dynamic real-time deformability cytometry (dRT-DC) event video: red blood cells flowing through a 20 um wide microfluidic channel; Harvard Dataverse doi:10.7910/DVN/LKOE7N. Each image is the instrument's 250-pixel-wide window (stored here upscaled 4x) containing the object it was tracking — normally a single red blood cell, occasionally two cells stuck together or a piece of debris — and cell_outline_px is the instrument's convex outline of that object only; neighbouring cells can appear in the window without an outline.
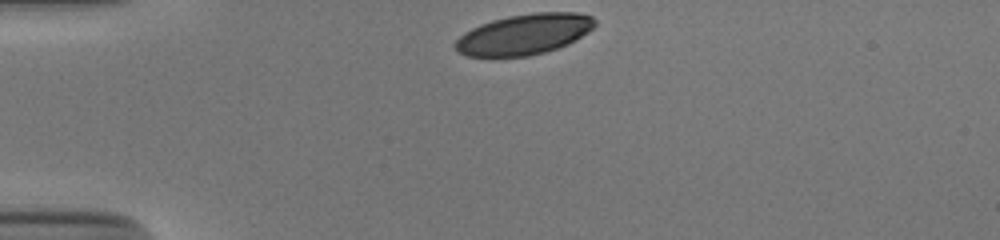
{"species": "human", "species_latin": "Homo sapiens", "temperature_condition": "cold", "stored_images_in_passage": 32, "camera_frame_rate_fps": 3000, "um_per_image_px": 0.085, "donor": {"sex": "male"}, "frame": {"image": 1, "passage_image": 1, "time_ms": 0.0, "image_size_px": [1000, 240], "cell_outline_px": [[596, 24], [588, 32], [576, 40], [568, 44], [544, 52], [528, 56], [492, 60], [464, 56], [452, 44], [464, 32], [480, 24], [492, 20], [508, 16], [532, 12], [576, 12], [592, 16], [596, 20]], "centroid_in_image_um": [44.49, 2.95], "position_along_channel_um": 40.5, "area_um2": 33.99}}
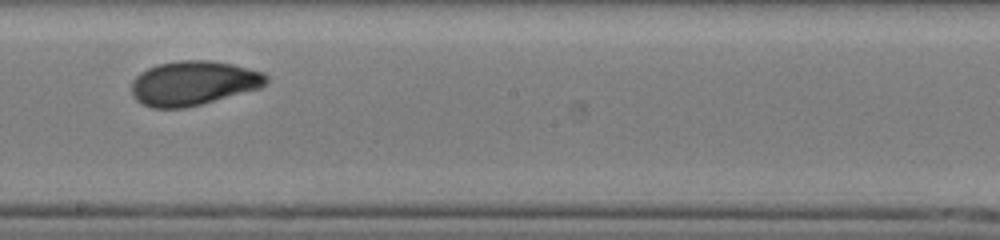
{"frame": {"image": 2, "passage_image": 19, "time_ms": 6.0, "image_size_px": [1000, 240], "cell_outline_px": [[268, 80], [260, 88], [200, 104], [184, 108], [152, 108], [140, 104], [132, 96], [132, 80], [140, 72], [148, 68], [160, 64], [180, 60], [208, 60], [232, 64], [264, 72], [268, 76]], "centroid_in_image_um": [16.41, 7.07], "position_along_channel_um": 231.8, "area_um2": 34.8}}
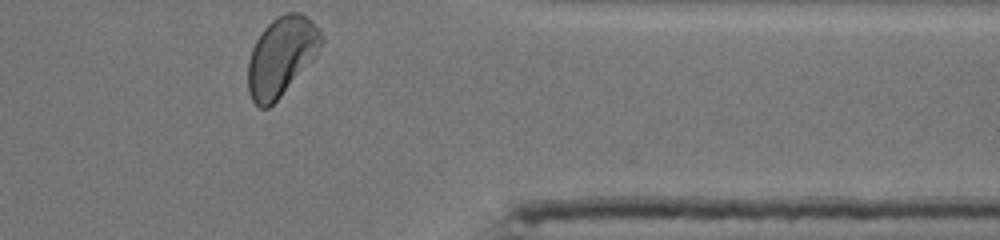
{"frame": {"image": 3, "passage_image": 32, "time_ms": 10.333, "image_size_px": [1000, 240], "cell_outline_px": [[324, 40], [316, 56], [280, 96], [268, 108], [260, 108], [252, 100], [248, 92], [248, 60], [252, 48], [256, 40], [264, 28], [272, 20], [288, 12], [300, 12], [312, 20], [320, 28], [324, 36]], "centroid_in_image_um": [23.93, 4.76], "position_along_channel_um": 387.5, "area_um2": 33.64}, "authors_computed_cell_mechanics": {"area_um2": 34.3043, "velocity_mm_per_s": 3.8497, "shape_relaxation_time_tau1_ms": 3.2044, "shape_relaxation_time_tau2_ms": 1.234, "deformation_change_tau1": 0.1352, "deformation_change_tau2": 0.0577}}